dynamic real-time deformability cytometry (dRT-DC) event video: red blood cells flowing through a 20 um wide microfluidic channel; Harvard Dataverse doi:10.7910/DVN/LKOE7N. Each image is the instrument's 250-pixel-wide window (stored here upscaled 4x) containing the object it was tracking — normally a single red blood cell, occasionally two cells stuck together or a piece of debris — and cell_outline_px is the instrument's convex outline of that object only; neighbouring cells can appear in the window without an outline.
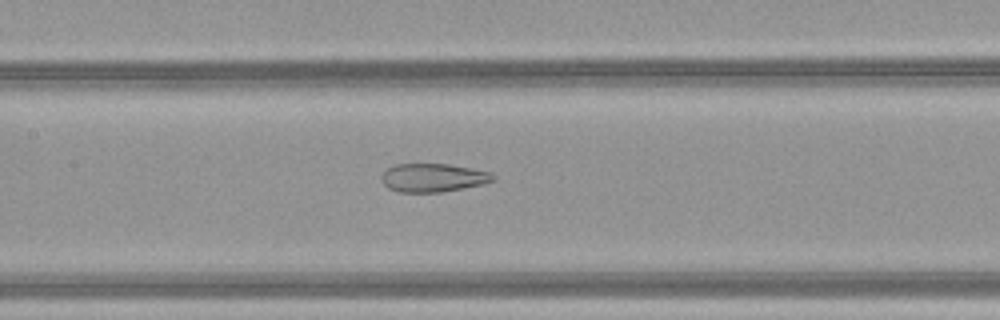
{"species": "common noctule bat (a hibernating species)", "species_latin": "Nyctalus noctula", "temperature_condition": "warm", "stored_images_in_passage": 51, "camera_frame_rate_fps": 3000, "um_per_image_px": 0.085, "animal": {"sex": "female", "body_mass_g": 21.9}, "frame": {"image": 1, "passage_image": 26, "time_ms": 8.333, "image_size_px": [1000, 320], "cell_outline_px": [[496, 180], [484, 184], [464, 188], [440, 192], [400, 192], [388, 188], [380, 180], [380, 176], [388, 168], [396, 164], [448, 164], [472, 168], [492, 172], [496, 176]], "centroid_in_image_um": [36.85, 15.1], "position_along_channel_um": 170.6, "area_um2": 18.67}}
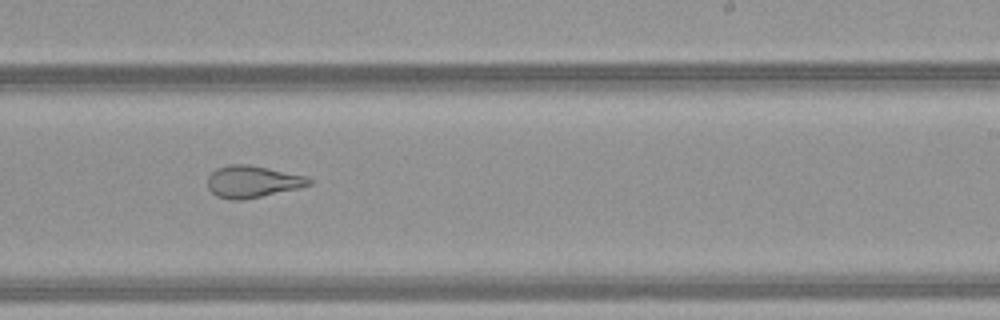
{"frame": {"image": 2, "passage_image": 33, "time_ms": 10.667, "image_size_px": [1000, 320], "cell_outline_px": [[312, 184], [300, 188], [244, 200], [228, 200], [216, 196], [208, 188], [208, 176], [216, 168], [228, 164], [248, 164], [308, 176], [312, 180]], "centroid_in_image_um": [21.47, 15.44], "position_along_channel_um": 267.5, "area_um2": 19.13}}
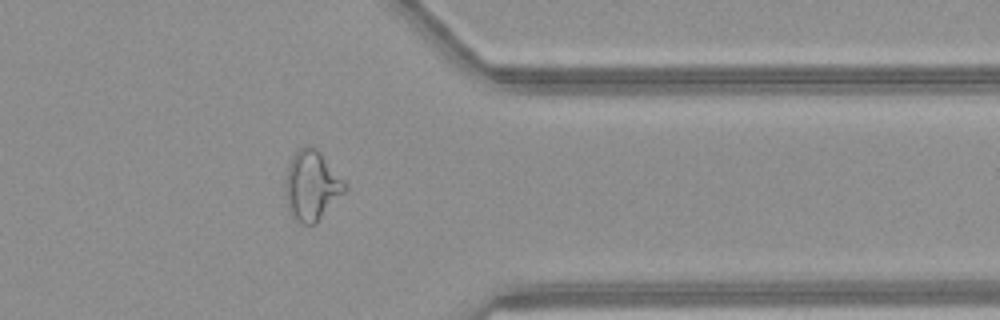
{"frame": {"image": 3, "passage_image": 42, "time_ms": 13.667, "image_size_px": [1000, 320], "cell_outline_px": [[348, 188], [316, 224], [296, 224], [288, 208], [284, 192], [284, 180], [288, 164], [292, 156], [304, 144], [308, 144], [316, 148], [320, 152], [348, 184]], "centroid_in_image_um": [26.48, 15.78], "position_along_channel_um": 384.9, "area_um2": 24.74}, "authors_computed_cell_mechanics": {"area_um2": 25.2008, "velocity_mm_per_s": 4.1696, "shape_relaxation_time_tau1_ms": null, "shape_relaxation_time_tau2_ms": 1.46, "deformation_change_tau1": null, "deformation_change_tau2": 0.1026}}